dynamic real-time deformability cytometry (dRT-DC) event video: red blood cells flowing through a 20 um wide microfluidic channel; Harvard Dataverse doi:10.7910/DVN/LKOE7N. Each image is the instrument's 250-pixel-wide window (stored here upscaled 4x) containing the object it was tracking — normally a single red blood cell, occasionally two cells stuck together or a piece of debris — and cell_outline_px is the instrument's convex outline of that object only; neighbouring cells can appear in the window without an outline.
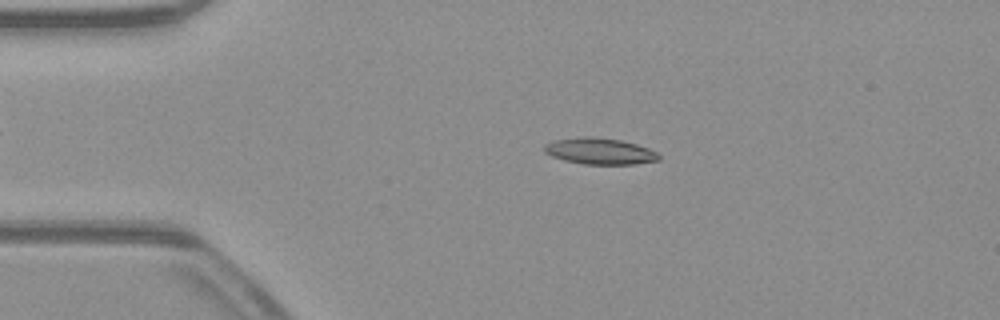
{"species": "common noctule bat (a hibernating species)", "species_latin": "Nyctalus noctula", "temperature_condition": "warm", "stored_images_in_passage": 52, "camera_frame_rate_fps": 3000, "um_per_image_px": 0.085, "animal": {"sex": "male", "body_mass_g": 23.1, "forearm_length_mm": 52.7}, "frame": {"image": 1, "passage_image": 11, "time_ms": 3.333, "image_size_px": [1000, 320], "cell_outline_px": [[660, 160], [636, 164], [584, 164], [564, 160], [552, 156], [544, 152], [544, 144], [556, 140], [584, 136], [588, 136], [620, 140], [636, 144], [648, 148], [656, 152], [660, 156]], "centroid_in_image_um": [50.98, 12.85], "position_along_channel_um": 34.0, "area_um2": 17.46}}
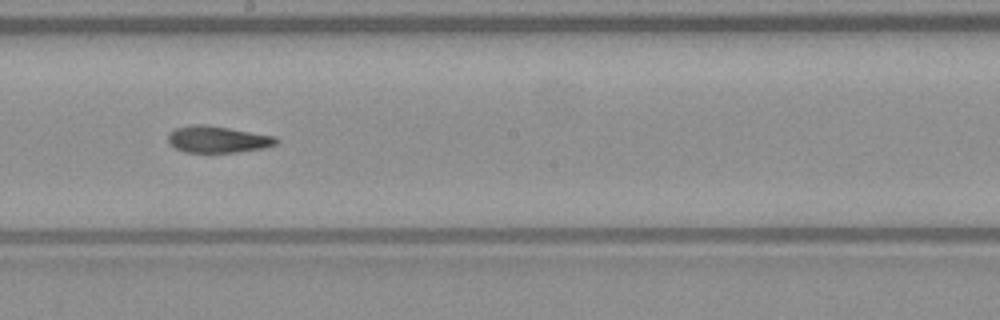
{"frame": {"image": 2, "passage_image": 29, "time_ms": 9.333, "image_size_px": [1000, 320], "cell_outline_px": [[280, 140], [276, 144], [264, 148], [236, 152], [184, 152], [176, 148], [168, 140], [168, 136], [176, 128], [196, 124], [200, 124], [228, 128], [276, 136]], "centroid_in_image_um": [18.55, 11.85], "position_along_channel_um": 229.6, "area_um2": 16.53}}
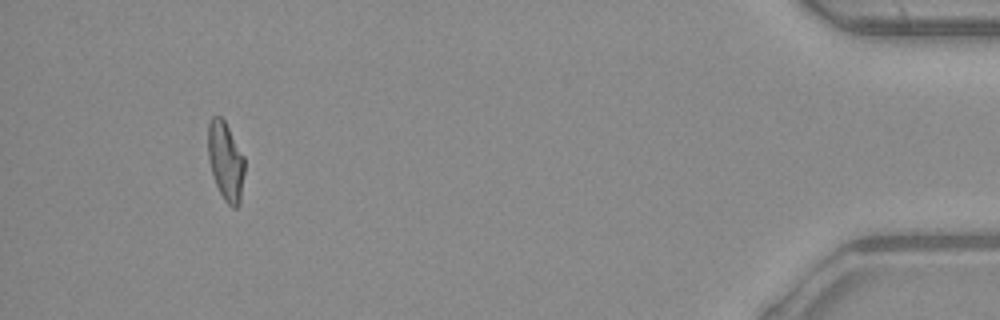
{"frame": {"image": 3, "passage_image": 49, "time_ms": 16.0, "image_size_px": [1000, 320], "cell_outline_px": [[244, 172], [240, 204], [236, 208], [232, 208], [224, 200], [216, 184], [212, 172], [208, 156], [208, 124], [212, 116], [220, 116], [224, 120], [244, 156]], "centroid_in_image_um": [19.18, 13.71], "position_along_channel_um": 416.0, "area_um2": 16.65}, "authors_computed_cell_mechanics": {"area_um2": 17.1666, "velocity_mm_per_s": 3.9356, "shape_relaxation_time_tau1_ms": null, "shape_relaxation_time_tau2_ms": 3.2303, "deformation_change_tau1": null, "deformation_change_tau2": 0.1148}}